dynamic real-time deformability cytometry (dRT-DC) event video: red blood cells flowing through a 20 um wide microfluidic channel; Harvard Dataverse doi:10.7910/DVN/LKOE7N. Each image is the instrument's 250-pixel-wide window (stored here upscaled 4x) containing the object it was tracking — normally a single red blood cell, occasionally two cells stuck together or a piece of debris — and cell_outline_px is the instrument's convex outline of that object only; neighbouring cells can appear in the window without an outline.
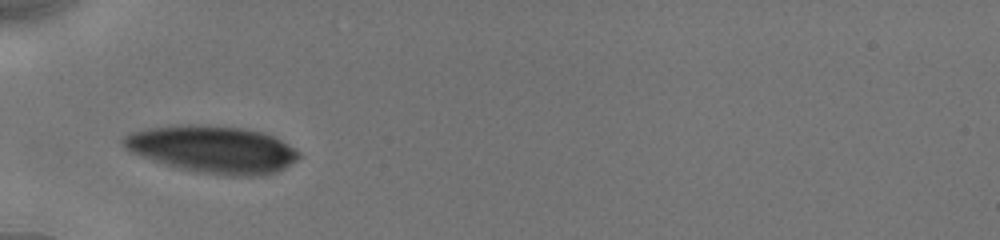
{"species": "human", "species_latin": "Homo sapiens", "temperature_condition": "cold", "stored_images_in_passage": 38, "camera_frame_rate_fps": 3000, "um_per_image_px": 0.085, "donor": {"sex": "male"}, "frame": {"image": 1, "passage_image": 1, "time_ms": 0.0, "image_size_px": [1000, 240], "cell_outline_px": [[300, 156], [296, 160], [284, 168], [276, 172], [260, 176], [224, 176], [196, 172], [180, 168], [152, 160], [140, 156], [124, 148], [120, 140], [128, 132], [148, 128], [188, 124], [244, 128], [264, 132], [288, 144], [300, 152]], "centroid_in_image_um": [18.06, 12.7], "position_along_channel_um": 66.9, "area_um2": 48.38}}
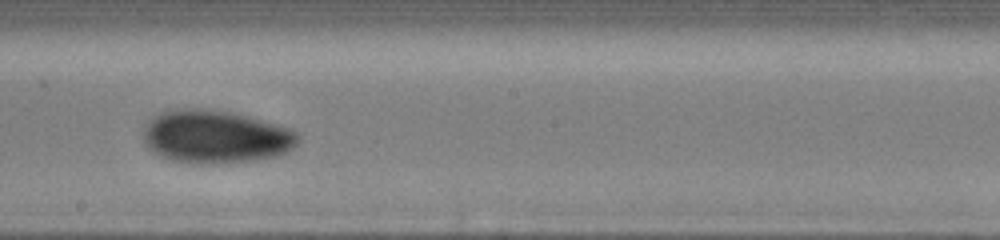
{"frame": {"image": 2, "passage_image": 21, "time_ms": 4.333, "image_size_px": [1000, 240], "cell_outline_px": [[300, 140], [288, 152], [276, 156], [256, 160], [212, 164], [192, 164], [172, 160], [152, 152], [144, 144], [144, 128], [152, 116], [168, 108], [204, 108], [232, 112], [248, 116], [288, 128], [296, 132], [300, 136]], "centroid_in_image_um": [18.29, 11.62], "position_along_channel_um": 229.9, "area_um2": 48.38}}
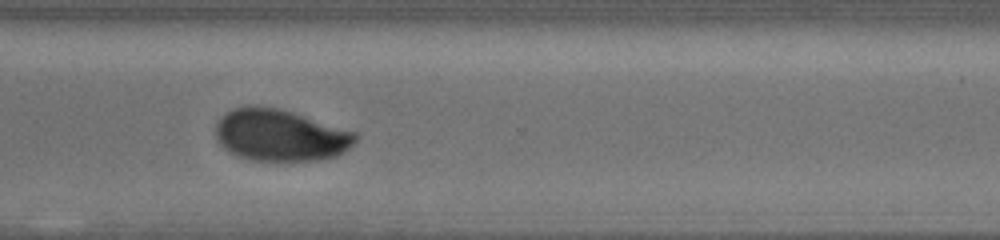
{"frame": {"image": 3, "passage_image": 37, "time_ms": 7.333, "image_size_px": [1000, 240], "cell_outline_px": [[360, 136], [344, 152], [336, 156], [316, 160], [252, 160], [228, 152], [216, 140], [216, 124], [232, 108], [248, 104], [280, 108], [356, 132]], "centroid_in_image_um": [23.81, 11.48], "position_along_channel_um": 346.8, "area_um2": 42.14}}